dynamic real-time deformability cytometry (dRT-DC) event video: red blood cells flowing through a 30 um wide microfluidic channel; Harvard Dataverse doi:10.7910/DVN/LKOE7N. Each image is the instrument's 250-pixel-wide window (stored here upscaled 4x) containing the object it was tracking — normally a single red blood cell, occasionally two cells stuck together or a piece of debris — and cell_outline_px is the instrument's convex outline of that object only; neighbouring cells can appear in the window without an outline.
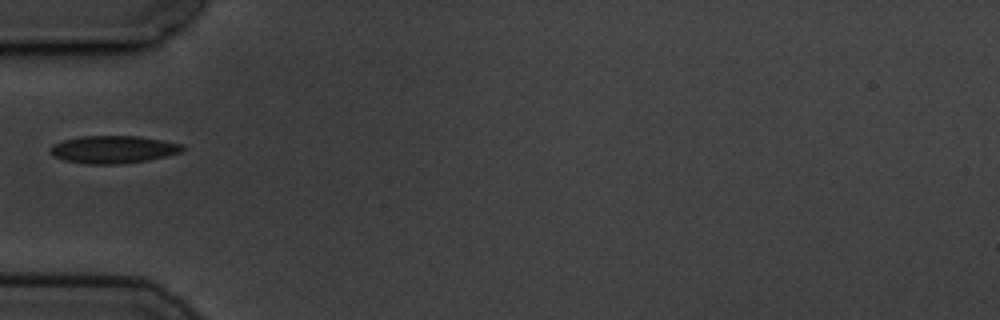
{"species": "common noctule bat (a hibernating species)", "species_latin": "Nyctalus noctula", "temperature_condition": "cold", "stored_images_in_passage": 1, "camera_frame_rate_fps": 3000, "um_per_image_px": 0.085, "animal": {"sex": "male", "body_mass_g": 19.5, "forearm_length_mm": 54.6}, "frame": {"image": 1, "passage_image": 1, "time_ms": 0.0, "image_size_px": [1000, 320], "cell_outline_px": [[184, 148], [180, 152], [148, 160], [124, 164], [84, 164], [64, 160], [52, 156], [48, 148], [52, 144], [64, 140], [80, 136], [140, 136], [180, 144]], "centroid_in_image_um": [9.54, 12.71], "position_along_channel_um": 75.5, "area_um2": 21.27}}